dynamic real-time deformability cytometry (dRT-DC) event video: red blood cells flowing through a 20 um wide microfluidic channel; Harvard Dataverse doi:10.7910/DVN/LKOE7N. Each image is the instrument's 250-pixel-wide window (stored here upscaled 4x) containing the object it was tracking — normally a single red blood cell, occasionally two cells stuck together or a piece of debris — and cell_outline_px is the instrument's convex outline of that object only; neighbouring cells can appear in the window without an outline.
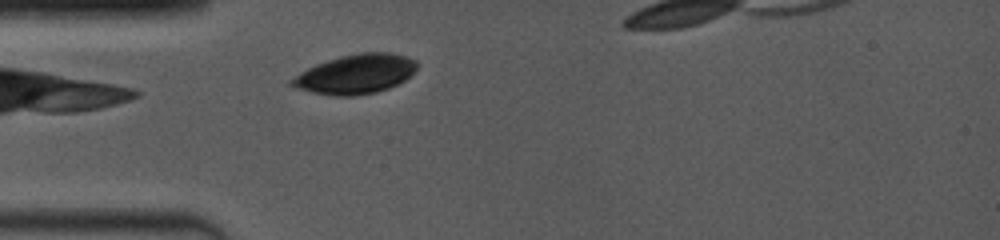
{"species": "common noctule bat (a hibernating species)", "species_latin": "Nyctalus noctula", "temperature_condition": "room temperature", "stored_images_in_passage": 9, "camera_frame_rate_fps": 4000, "um_per_image_px": 0.085, "animal": {"sex": "female", "body_mass_g": 19.0, "forearm_length_mm": 53.3}, "frame": {"image": 1, "passage_image": 2, "time_ms": 0.5, "image_size_px": [1000, 240], "cell_outline_px": [[420, 64], [404, 80], [388, 88], [376, 92], [356, 96], [336, 96], [312, 92], [296, 88], [288, 84], [288, 80], [300, 72], [316, 64], [340, 56], [360, 52], [388, 52], [408, 56], [416, 60]], "centroid_in_image_um": [30.21, 6.29], "position_along_channel_um": 54.8, "area_um2": 28.84}}
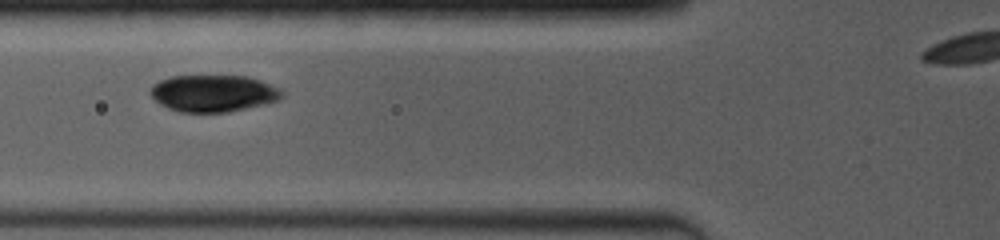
{"frame": {"image": 2, "passage_image": 6, "time_ms": 2.0, "image_size_px": [1000, 240], "cell_outline_px": [[284, 96], [280, 100], [264, 104], [228, 112], [180, 112], [168, 108], [160, 104], [148, 92], [152, 84], [160, 80], [172, 76], [248, 76], [260, 80], [280, 88], [284, 92]], "centroid_in_image_um": [18.14, 7.93], "position_along_channel_um": 107.7, "area_um2": 28.44}}
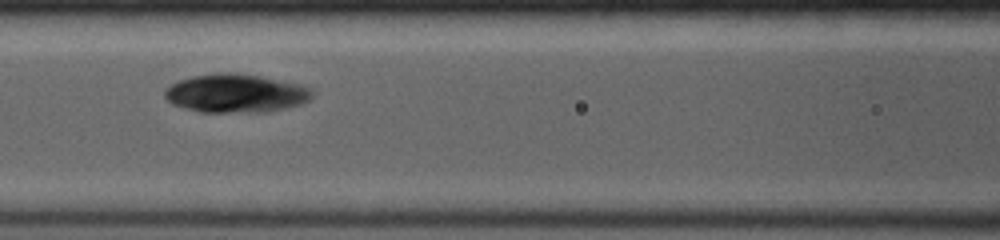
{"frame": {"image": 3, "passage_image": 8, "time_ms": 3.0, "image_size_px": [1000, 240], "cell_outline_px": [[312, 96], [308, 100], [300, 104], [288, 108], [268, 112], [200, 112], [184, 108], [172, 104], [164, 96], [164, 88], [180, 80], [192, 76], [216, 72], [228, 72], [260, 76], [300, 84], [308, 88], [312, 92]], "centroid_in_image_um": [20.01, 7.93], "position_along_channel_um": 146.6, "area_um2": 33.18}}